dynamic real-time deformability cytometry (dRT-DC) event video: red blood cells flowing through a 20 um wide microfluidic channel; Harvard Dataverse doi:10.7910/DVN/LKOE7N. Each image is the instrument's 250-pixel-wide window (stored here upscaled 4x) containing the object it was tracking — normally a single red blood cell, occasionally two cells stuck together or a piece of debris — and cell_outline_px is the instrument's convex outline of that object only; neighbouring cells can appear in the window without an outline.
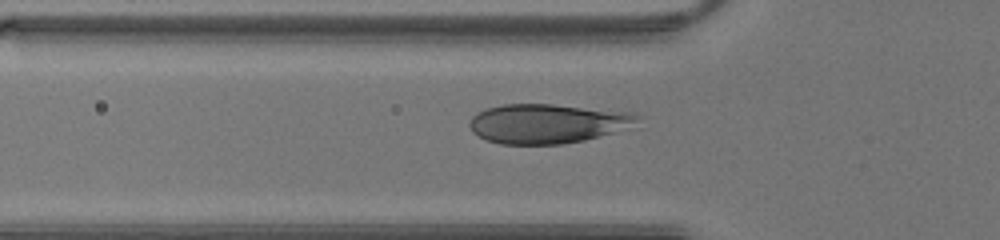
{"species": "human", "species_latin": "Homo sapiens", "temperature_condition": "warm", "stored_images_in_passage": 31, "camera_frame_rate_fps": 3000, "um_per_image_px": 0.085, "donor": {"sex": "male"}, "frame": {"image": 1, "passage_image": 7, "time_ms": 2.0, "image_size_px": [1000, 240], "cell_outline_px": [[644, 116], [612, 132], [600, 136], [584, 140], [560, 144], [500, 144], [484, 140], [472, 132], [468, 124], [472, 116], [488, 108], [504, 104], [552, 104], [636, 112]], "centroid_in_image_um": [46.47, 10.49], "position_along_channel_um": 79.3, "area_um2": 38.32}}
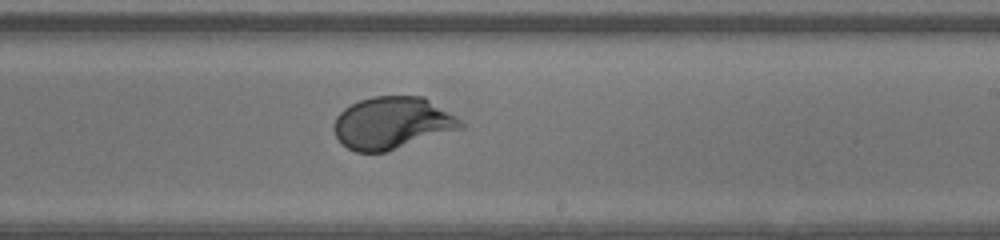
{"frame": {"image": 2, "passage_image": 18, "time_ms": 5.667, "image_size_px": [1000, 240], "cell_outline_px": [[464, 128], [384, 152], [356, 152], [348, 148], [336, 136], [332, 128], [336, 116], [344, 108], [360, 100], [372, 96], [424, 96], [456, 116], [464, 124]], "centroid_in_image_um": [33.33, 10.44], "position_along_channel_um": 255.7, "area_um2": 38.44}}
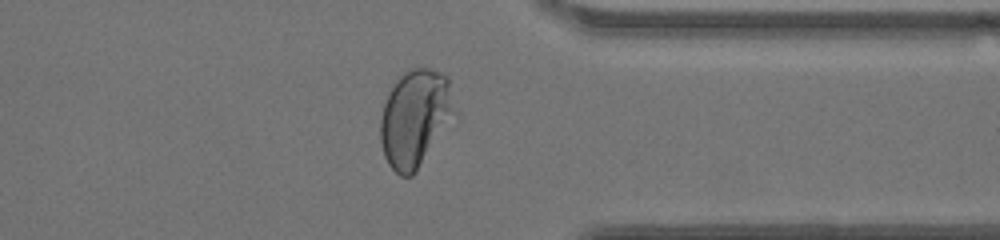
{"frame": {"image": 3, "passage_image": 26, "time_ms": 8.333, "image_size_px": [1000, 240], "cell_outline_px": [[448, 108], [416, 172], [412, 176], [400, 176], [388, 164], [384, 156], [380, 140], [380, 120], [384, 104], [388, 92], [396, 76], [412, 68], [432, 68], [448, 76]], "centroid_in_image_um": [35.06, 9.98], "position_along_channel_um": 376.3, "area_um2": 38.9}}